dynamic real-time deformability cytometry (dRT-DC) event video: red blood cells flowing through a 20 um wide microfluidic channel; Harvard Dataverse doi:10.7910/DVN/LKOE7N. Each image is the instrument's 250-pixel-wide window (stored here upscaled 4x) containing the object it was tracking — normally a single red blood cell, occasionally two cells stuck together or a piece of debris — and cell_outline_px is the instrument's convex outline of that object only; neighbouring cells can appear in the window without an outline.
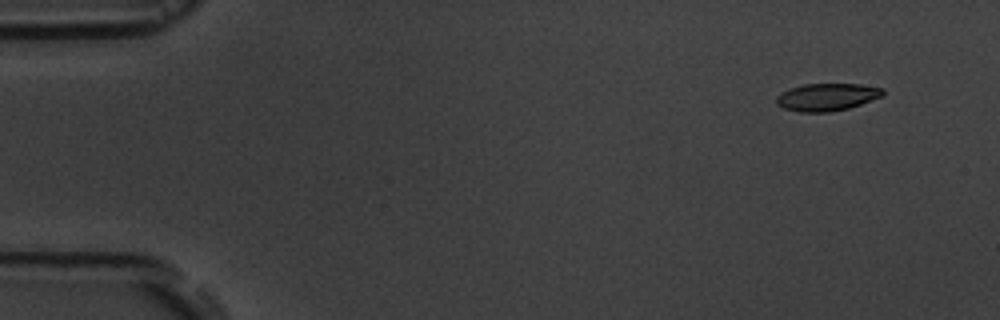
{"species": "common noctule bat (a hibernating species)", "species_latin": "Nyctalus noctula", "temperature_condition": "room temperature", "stored_images_in_passage": 17, "camera_frame_rate_fps": 3000, "um_per_image_px": 0.085, "animal": {"sex": "male", "body_mass_g": 19.5, "forearm_length_mm": 54.6}, "frame": {"image": 1, "passage_image": 2, "time_ms": 1.333, "image_size_px": [1000, 320], "cell_outline_px": [[884, 96], [848, 108], [828, 112], [800, 112], [784, 108], [776, 104], [776, 96], [792, 88], [804, 84], [860, 84], [884, 88]], "centroid_in_image_um": [70.32, 8.25], "position_along_channel_um": 14.7, "area_um2": 16.94}}
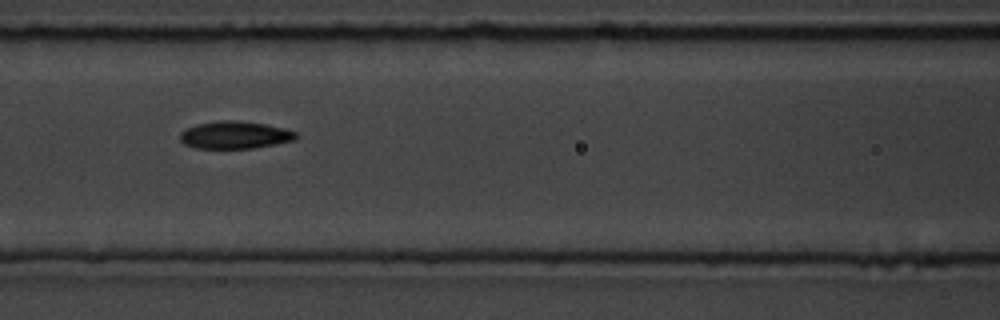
{"frame": {"image": 2, "passage_image": 8, "time_ms": 8.0, "image_size_px": [1000, 320], "cell_outline_px": [[300, 136], [296, 140], [252, 148], [196, 148], [184, 144], [180, 140], [180, 132], [196, 124], [220, 120], [236, 120], [264, 124], [284, 128], [296, 132]], "centroid_in_image_um": [19.98, 11.47], "position_along_channel_um": 146.6, "area_um2": 18.55}}
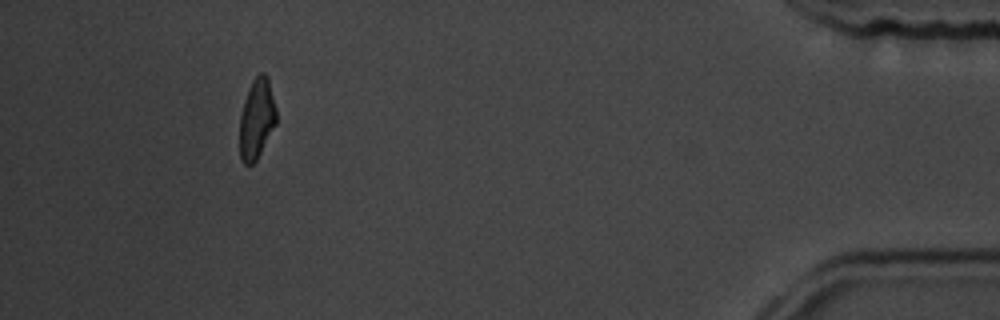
{"frame": {"image": 3, "passage_image": 16, "time_ms": 17.0, "image_size_px": [1000, 320], "cell_outline_px": [[276, 124], [256, 160], [252, 164], [244, 164], [240, 160], [240, 116], [244, 100], [248, 88], [252, 80], [260, 72], [264, 72], [268, 76], [276, 108]], "centroid_in_image_um": [21.82, 10.07], "position_along_channel_um": 413.4, "area_um2": 17.17}, "authors_computed_cell_mechanics": {"area_um2": 18.0914, "velocity_mm_per_s": 3.6822, "shape_relaxation_time_tau1_ms": 2.4731, "shape_relaxation_time_tau2_ms": 3.1427, "deformation_change_tau1": 0.1168, "deformation_change_tau2": 0.1028}}